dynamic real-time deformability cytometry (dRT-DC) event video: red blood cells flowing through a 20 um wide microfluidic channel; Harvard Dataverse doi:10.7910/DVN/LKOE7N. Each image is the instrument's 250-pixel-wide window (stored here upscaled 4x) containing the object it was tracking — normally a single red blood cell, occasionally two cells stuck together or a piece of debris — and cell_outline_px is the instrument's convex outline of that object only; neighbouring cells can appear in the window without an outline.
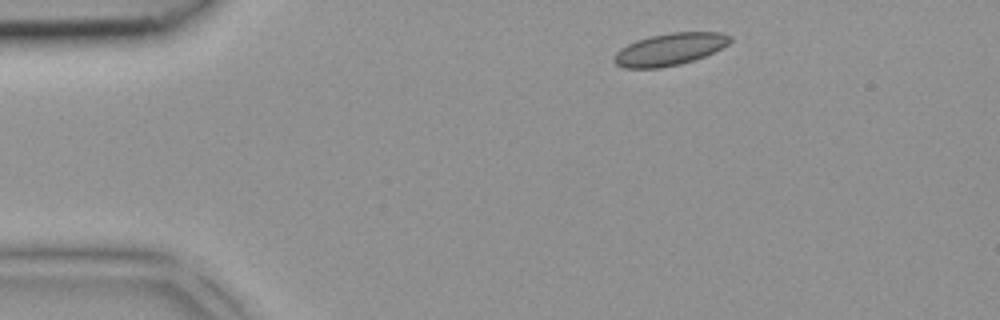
{"species": "common noctule bat (a hibernating species)", "species_latin": "Nyctalus noctula", "temperature_condition": "room temperature", "stored_images_in_passage": 2, "camera_frame_rate_fps": 3000, "um_per_image_px": 0.085, "animal": {"sex": "female", "body_mass_g": 18.4}, "frame": {"image": 1, "passage_image": 1, "time_ms": 0.0, "image_size_px": [1000, 320], "cell_outline_px": [[732, 40], [728, 44], [704, 56], [680, 64], [660, 68], [624, 68], [616, 64], [612, 60], [612, 56], [620, 48], [636, 40], [648, 36], [672, 32], [720, 32], [732, 36]], "centroid_in_image_um": [56.88, 4.18], "position_along_channel_um": 28.1, "area_um2": 21.79}}